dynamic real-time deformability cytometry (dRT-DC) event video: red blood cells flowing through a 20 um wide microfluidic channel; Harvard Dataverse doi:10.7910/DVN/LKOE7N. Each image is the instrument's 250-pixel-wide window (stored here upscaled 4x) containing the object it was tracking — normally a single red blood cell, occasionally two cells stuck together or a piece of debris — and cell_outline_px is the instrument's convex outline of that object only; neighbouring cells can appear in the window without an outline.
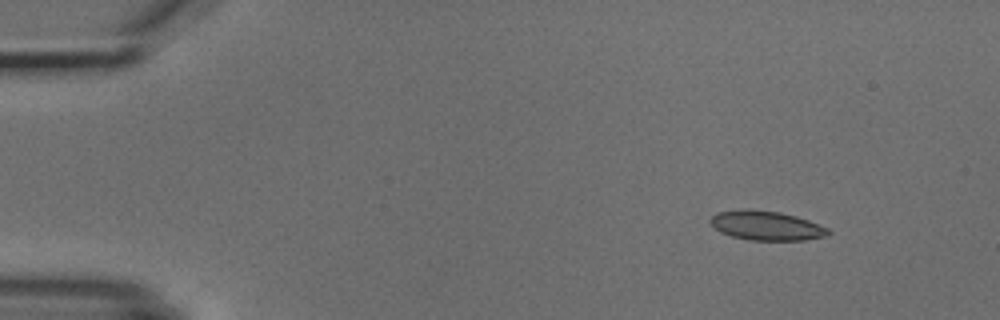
{"species": "common noctule bat (a hibernating species)", "species_latin": "Nyctalus noctula", "temperature_condition": "cold", "stored_images_in_passage": 3, "camera_frame_rate_fps": 3000, "um_per_image_px": 0.085, "animal": {"sex": "male", "body_mass_g": 18.8}, "frame": {"image": 1, "passage_image": 1, "time_ms": 0.0, "image_size_px": [1000, 320], "cell_outline_px": [[832, 232], [828, 236], [804, 240], [748, 240], [732, 236], [720, 232], [708, 220], [716, 212], [740, 208], [744, 208], [780, 212], [796, 216], [808, 220], [828, 228]], "centroid_in_image_um": [65.13, 19.17], "position_along_channel_um": 19.9, "area_um2": 20.35}}
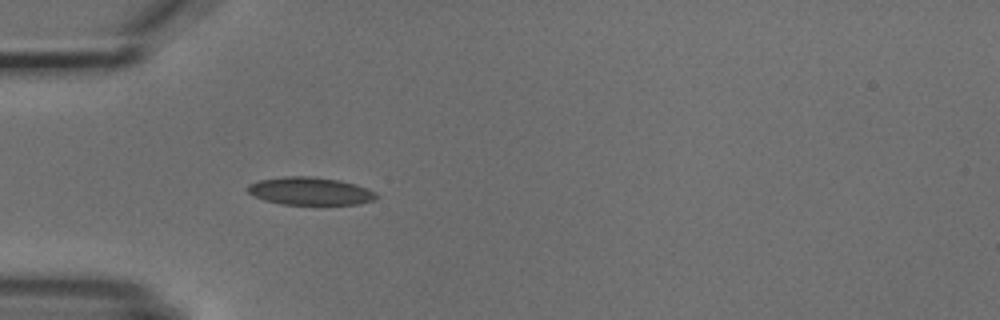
{"frame": {"image": 2, "passage_image": 3, "time_ms": 3.333, "image_size_px": [1000, 320], "cell_outline_px": [[376, 200], [360, 204], [280, 204], [264, 200], [248, 192], [244, 188], [248, 184], [260, 180], [284, 176], [312, 176], [340, 180], [356, 184], [376, 192]], "centroid_in_image_um": [26.35, 16.24], "position_along_channel_um": 58.6, "area_um2": 20.92}}